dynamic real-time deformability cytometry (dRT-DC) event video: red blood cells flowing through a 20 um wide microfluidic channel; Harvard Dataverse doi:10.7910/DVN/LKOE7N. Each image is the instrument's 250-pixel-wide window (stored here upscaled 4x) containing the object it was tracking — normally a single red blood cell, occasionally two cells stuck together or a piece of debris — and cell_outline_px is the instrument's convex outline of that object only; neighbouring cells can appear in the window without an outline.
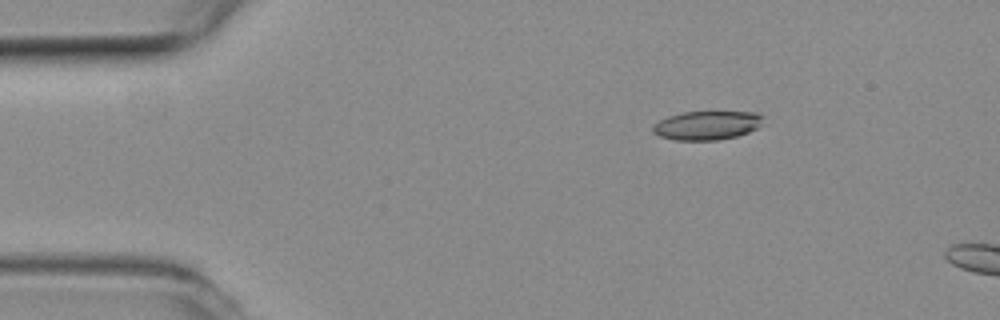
{"species": "common noctule bat (a hibernating species)", "species_latin": "Nyctalus noctula", "temperature_condition": "room temperature", "stored_images_in_passage": 8, "camera_frame_rate_fps": 3000, "um_per_image_px": 0.085, "animal": {"sex": "female", "body_mass_g": 19.3, "forearm_length_mm": 54.1}, "frame": {"image": 1, "passage_image": 4, "time_ms": 1.0, "image_size_px": [1000, 320], "cell_outline_px": [[764, 116], [760, 124], [756, 128], [748, 132], [736, 136], [716, 140], [676, 140], [660, 136], [652, 132], [652, 124], [668, 116], [684, 112], [756, 112]], "centroid_in_image_um": [60.06, 10.65], "position_along_channel_um": 24.9, "area_um2": 18.44}}